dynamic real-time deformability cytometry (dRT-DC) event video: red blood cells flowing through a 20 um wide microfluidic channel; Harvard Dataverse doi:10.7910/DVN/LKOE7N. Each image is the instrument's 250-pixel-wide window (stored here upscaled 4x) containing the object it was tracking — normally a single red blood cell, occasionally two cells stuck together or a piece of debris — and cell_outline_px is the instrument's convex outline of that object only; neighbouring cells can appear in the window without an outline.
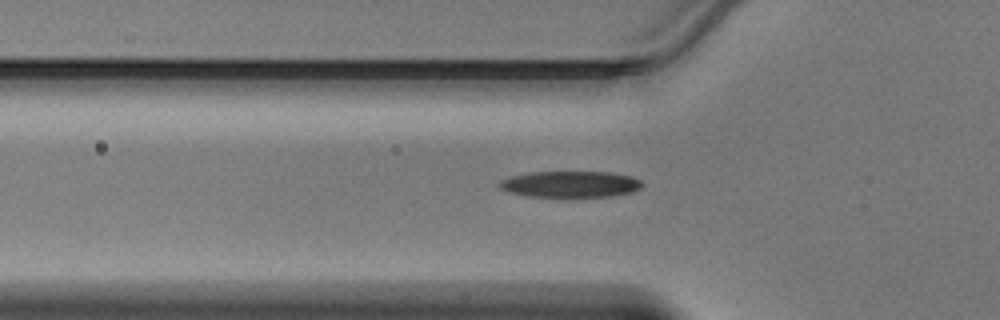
{"species": "Egyptian fruit bat (a non-hibernating species)", "species_latin": "Rousettus aegyptiacus", "temperature_condition": "warm", "stored_images_in_passage": 47, "segment_of_instrument_passage": [1, 2], "camera_frame_rate_fps": 3000, "um_per_image_px": 0.085, "animal": {"sex": "male"}, "frame": {"image": 1, "passage_image": 15, "time_ms": 4.667, "image_size_px": [1000, 320], "cell_outline_px": [[644, 184], [640, 188], [632, 192], [612, 196], [528, 196], [508, 192], [500, 188], [496, 184], [500, 180], [512, 176], [528, 172], [608, 172], [632, 176], [640, 180]], "centroid_in_image_um": [48.47, 15.65], "position_along_channel_um": 77.3, "area_um2": 21.79}}
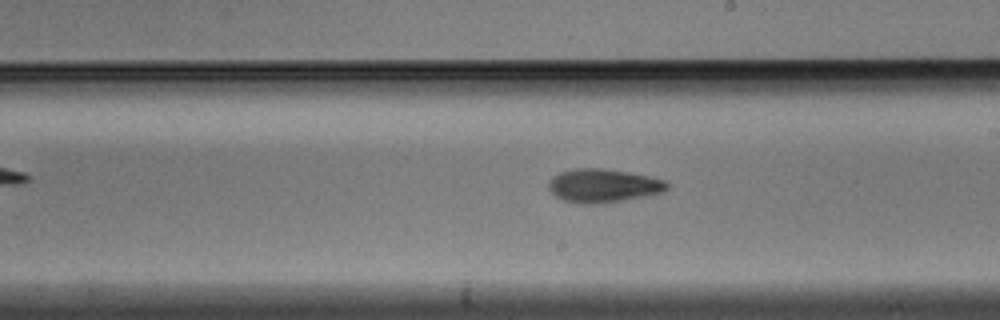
{"frame": {"image": 2, "passage_image": 26, "time_ms": 8.333, "image_size_px": [1000, 320], "cell_outline_px": [[668, 188], [664, 192], [604, 204], [584, 204], [564, 200], [556, 196], [548, 188], [548, 184], [552, 176], [560, 172], [576, 168], [604, 168], [628, 172], [668, 180]], "centroid_in_image_um": [51.29, 15.78], "position_along_channel_um": 237.7, "area_um2": 23.29}}
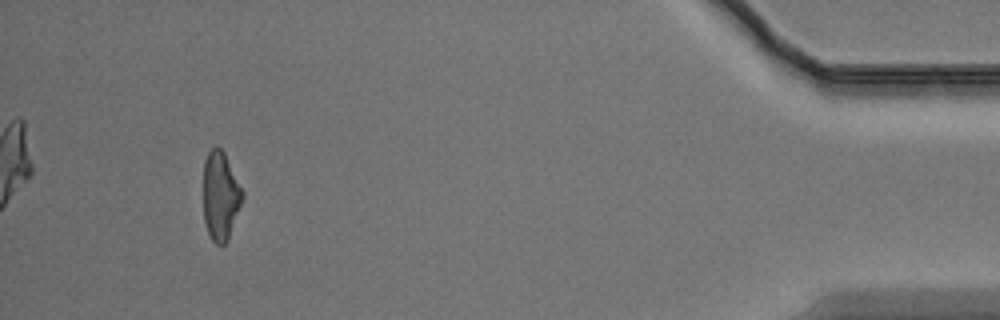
{"frame": {"image": 3, "passage_image": 43, "time_ms": 14.0, "image_size_px": [1000, 320], "cell_outline_px": [[244, 196], [228, 240], [224, 244], [216, 244], [212, 240], [208, 232], [204, 220], [204, 160], [208, 152], [212, 148], [220, 148], [224, 152], [244, 192]], "centroid_in_image_um": [18.75, 16.66], "position_along_channel_um": 416.5, "area_um2": 20.06}}